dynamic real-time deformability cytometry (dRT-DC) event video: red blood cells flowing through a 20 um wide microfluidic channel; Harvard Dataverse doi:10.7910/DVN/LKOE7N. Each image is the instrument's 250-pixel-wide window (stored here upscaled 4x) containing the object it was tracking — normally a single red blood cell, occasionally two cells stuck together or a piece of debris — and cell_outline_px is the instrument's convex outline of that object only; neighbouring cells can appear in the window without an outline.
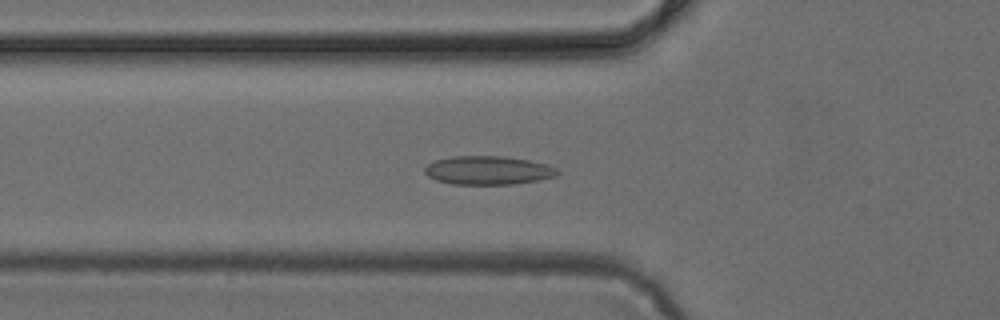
{"species": "common noctule bat (a hibernating species)", "species_latin": "Nyctalus noctula", "temperature_condition": "cold", "stored_images_in_passage": 48, "camera_frame_rate_fps": 3000, "um_per_image_px": 0.085, "animal": {"sex": "female", "body_mass_g": 24.6, "forearm_length_mm": 56.2}, "frame": {"image": 1, "passage_image": 16, "time_ms": 5.0, "image_size_px": [1000, 320], "cell_outline_px": [[560, 172], [556, 176], [536, 180], [512, 184], [452, 184], [436, 180], [428, 176], [424, 172], [424, 168], [428, 164], [436, 160], [452, 156], [504, 156], [528, 160], [544, 164], [556, 168]], "centroid_in_image_um": [41.46, 14.47], "position_along_channel_um": 84.3, "area_um2": 21.96}}
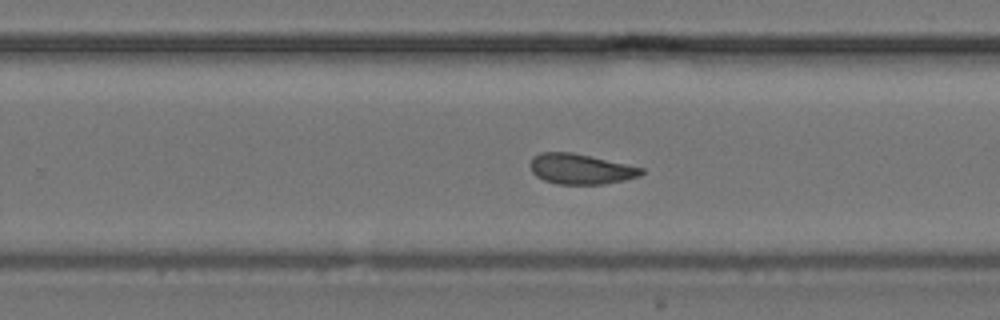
{"frame": {"image": 2, "passage_image": 30, "time_ms": 9.667, "image_size_px": [1000, 320], "cell_outline_px": [[644, 172], [640, 176], [624, 180], [604, 184], [556, 184], [544, 180], [536, 176], [532, 172], [528, 164], [532, 156], [540, 152], [572, 152], [644, 168]], "centroid_in_image_um": [49.31, 14.36], "position_along_channel_um": 280.5, "area_um2": 19.77}}
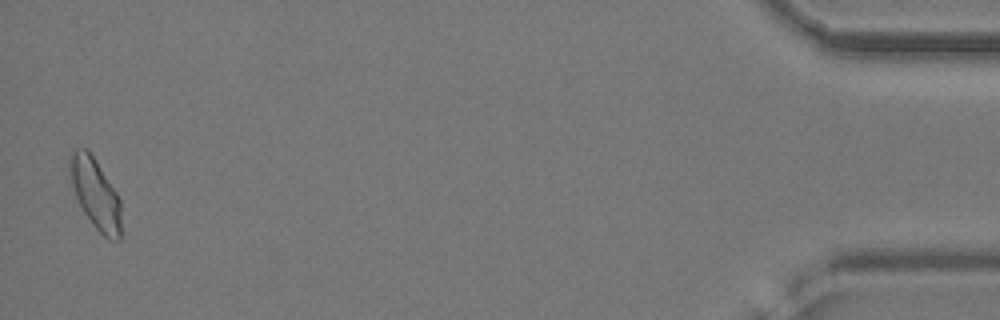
{"frame": {"image": 3, "passage_image": 47, "time_ms": 15.333, "image_size_px": [1000, 320], "cell_outline_px": [[120, 240], [108, 240], [92, 224], [84, 212], [76, 196], [72, 184], [68, 168], [72, 152], [76, 148], [88, 148], [116, 192], [120, 200]], "centroid_in_image_um": [8.11, 16.45], "position_along_channel_um": 427.1, "area_um2": 20.75}}